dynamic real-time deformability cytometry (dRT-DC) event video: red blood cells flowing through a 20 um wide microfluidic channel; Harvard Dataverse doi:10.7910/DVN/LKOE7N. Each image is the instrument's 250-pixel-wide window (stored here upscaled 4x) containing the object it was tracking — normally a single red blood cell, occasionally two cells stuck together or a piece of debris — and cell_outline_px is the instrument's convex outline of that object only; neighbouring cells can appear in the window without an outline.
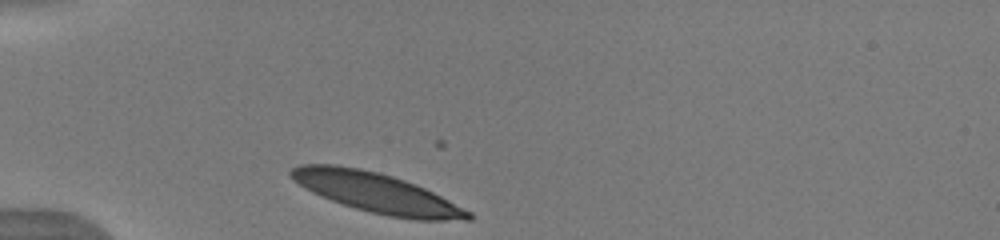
{"species": "human", "species_latin": "Homo sapiens", "temperature_condition": "warm", "stored_images_in_passage": 31, "camera_frame_rate_fps": 3000, "um_per_image_px": 0.085, "donor": {"sex": "male"}, "frame": {"image": 1, "passage_image": 1, "time_ms": 0.0, "image_size_px": [1000, 240], "cell_outline_px": [[472, 220], [412, 220], [388, 216], [356, 208], [320, 196], [304, 188], [292, 180], [288, 176], [288, 172], [292, 168], [300, 164], [336, 164], [360, 168], [380, 172], [416, 184], [472, 212]], "centroid_in_image_um": [31.97, 16.37], "position_along_channel_um": 53.0, "area_um2": 41.1}}
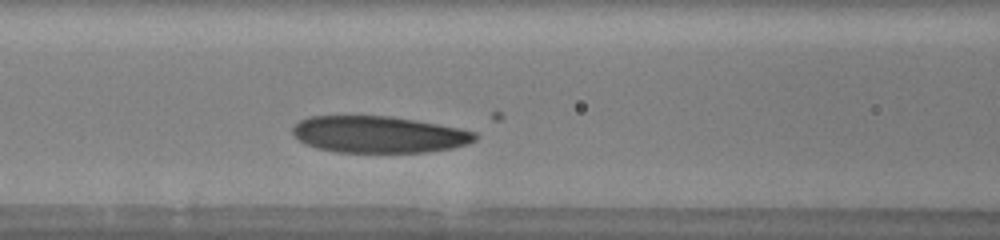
{"frame": {"image": 2, "passage_image": 9, "time_ms": 2.667, "image_size_px": [1000, 240], "cell_outline_px": [[476, 140], [468, 144], [452, 148], [428, 152], [336, 152], [316, 148], [304, 144], [292, 132], [292, 128], [300, 120], [308, 116], [392, 116], [460, 128], [476, 132]], "centroid_in_image_um": [32.19, 11.43], "position_along_channel_um": 134.4, "area_um2": 39.07}}
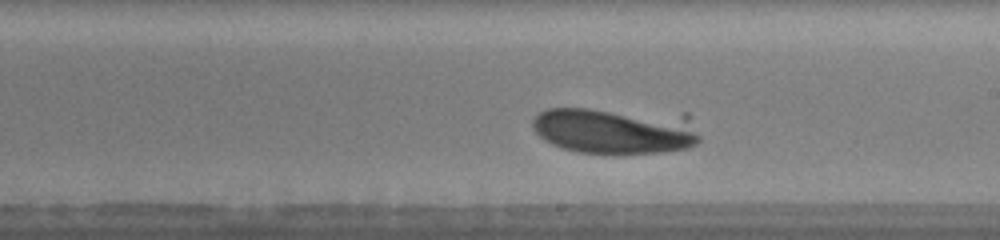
{"frame": {"image": 3, "passage_image": 17, "time_ms": 5.333, "image_size_px": [1000, 240], "cell_outline_px": [[700, 140], [696, 144], [688, 148], [664, 152], [616, 156], [576, 152], [560, 148], [544, 140], [532, 128], [532, 120], [540, 112], [548, 108], [588, 108], [688, 112], [700, 136]], "centroid_in_image_um": [52.37, 11.1], "position_along_channel_um": 236.6, "area_um2": 47.57}}